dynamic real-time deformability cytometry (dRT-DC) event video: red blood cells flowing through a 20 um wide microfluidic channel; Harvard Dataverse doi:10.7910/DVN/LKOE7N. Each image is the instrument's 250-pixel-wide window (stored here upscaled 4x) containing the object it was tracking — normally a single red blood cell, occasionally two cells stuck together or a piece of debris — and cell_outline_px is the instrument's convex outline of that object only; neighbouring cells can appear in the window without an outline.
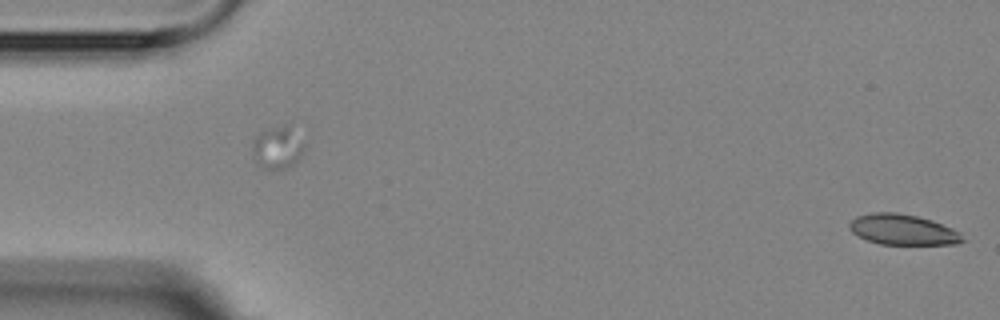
{"species": "Egyptian fruit bat (a non-hibernating species)", "species_latin": "Rousettus aegyptiacus", "temperature_condition": "room temperature", "stored_images_in_passage": 2, "segment_of_instrument_passage": [2, 2], "camera_frame_rate_fps": 3000, "um_per_image_px": 0.085, "animal": {"sex": "female"}, "frame": {"image": 1, "passage_image": 2, "time_ms": 1.333, "image_size_px": [1000, 320], "cell_outline_px": [[968, 240], [956, 244], [880, 244], [868, 240], [852, 232], [848, 228], [848, 224], [856, 216], [872, 212], [896, 212], [916, 216], [932, 220], [952, 228], [960, 232]], "centroid_in_image_um": [76.77, 19.51], "position_along_channel_um": 8.2, "area_um2": 20.23}}